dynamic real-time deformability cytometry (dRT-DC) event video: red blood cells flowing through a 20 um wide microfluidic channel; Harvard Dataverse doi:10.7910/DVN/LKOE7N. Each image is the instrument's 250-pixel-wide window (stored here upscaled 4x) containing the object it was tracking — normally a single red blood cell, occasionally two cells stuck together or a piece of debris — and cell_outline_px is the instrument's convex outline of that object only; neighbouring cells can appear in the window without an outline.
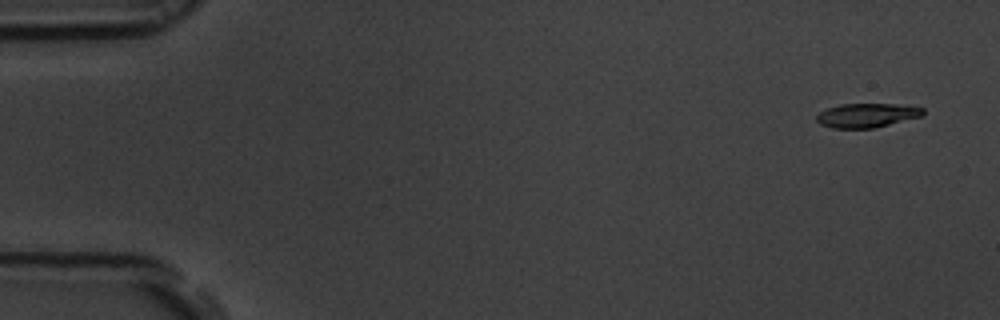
{"species": "common noctule bat (a hibernating species)", "species_latin": "Nyctalus noctula", "temperature_condition": "room temperature", "stored_images_in_passage": 52, "camera_frame_rate_fps": 3000, "um_per_image_px": 0.085, "animal": {"sex": "male", "body_mass_g": 19.5, "forearm_length_mm": 54.6}, "frame": {"image": 1, "passage_image": 1, "time_ms": 0.0, "image_size_px": [1000, 320], "cell_outline_px": [[924, 116], [872, 128], [832, 128], [820, 124], [816, 120], [816, 116], [820, 112], [828, 108], [840, 104], [896, 104], [924, 108]], "centroid_in_image_um": [73.69, 9.8], "position_along_channel_um": 11.3, "area_um2": 14.91}}
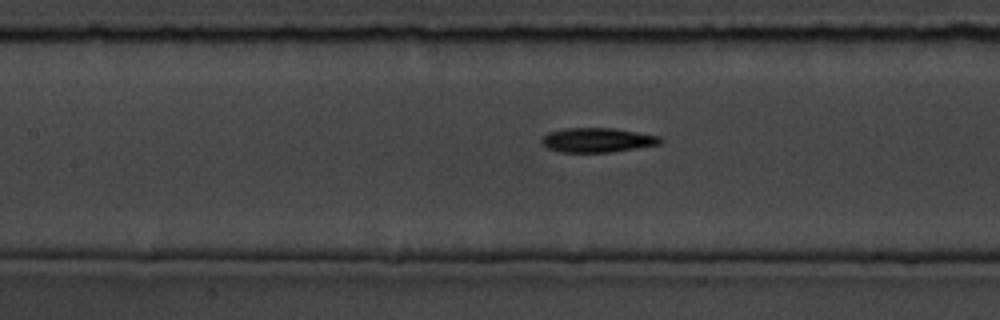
{"frame": {"image": 2, "passage_image": 23, "time_ms": 7.333, "image_size_px": [1000, 320], "cell_outline_px": [[664, 140], [660, 144], [612, 152], [560, 152], [548, 148], [540, 144], [540, 140], [548, 132], [564, 128], [612, 128], [660, 136]], "centroid_in_image_um": [50.75, 11.91], "position_along_channel_um": 156.7, "area_um2": 16.94}}
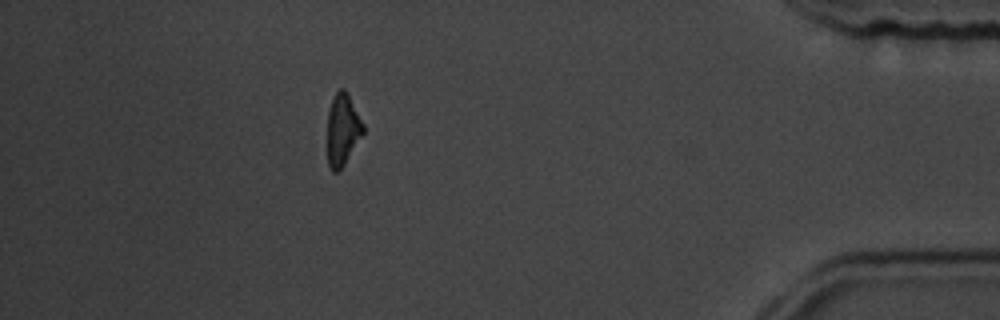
{"frame": {"image": 3, "passage_image": 47, "time_ms": 15.333, "image_size_px": [1000, 320], "cell_outline_px": [[364, 132], [344, 164], [336, 172], [332, 172], [328, 164], [328, 112], [332, 100], [336, 92], [340, 88], [344, 88], [348, 92], [364, 124]], "centroid_in_image_um": [29.13, 10.98], "position_along_channel_um": 406.1, "area_um2": 14.85}, "authors_computed_cell_mechanics": {"area_um2": 16.2996, "velocity_mm_per_s": 3.7379, "shape_relaxation_time_tau1_ms": 3.5073, "shape_relaxation_time_tau2_ms": 5.4549, "deformation_change_tau1": 0.1229, "deformation_change_tau2": 0.124}}